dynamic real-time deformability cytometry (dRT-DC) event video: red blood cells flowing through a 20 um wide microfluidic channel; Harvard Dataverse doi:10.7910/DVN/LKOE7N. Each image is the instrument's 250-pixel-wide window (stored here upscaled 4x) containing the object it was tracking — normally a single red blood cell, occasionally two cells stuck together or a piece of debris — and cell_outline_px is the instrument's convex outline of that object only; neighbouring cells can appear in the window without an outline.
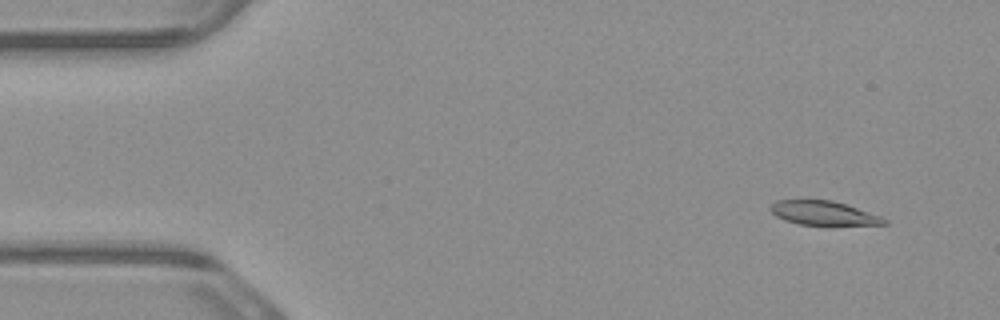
{"species": "common noctule bat (a hibernating species)", "species_latin": "Nyctalus noctula", "temperature_condition": "warm", "stored_images_in_passage": 4, "camera_frame_rate_fps": 3000, "um_per_image_px": 0.085, "animal": {"sex": "male", "body_mass_g": 23.1, "forearm_length_mm": 52.7}, "frame": {"image": 1, "passage_image": 1, "time_ms": 0.0, "image_size_px": [1000, 320], "cell_outline_px": [[888, 224], [832, 228], [800, 224], [784, 220], [776, 216], [768, 208], [776, 200], [832, 200], [880, 216], [888, 220]], "centroid_in_image_um": [70.05, 18.18], "position_along_channel_um": 14.9, "area_um2": 16.76}}
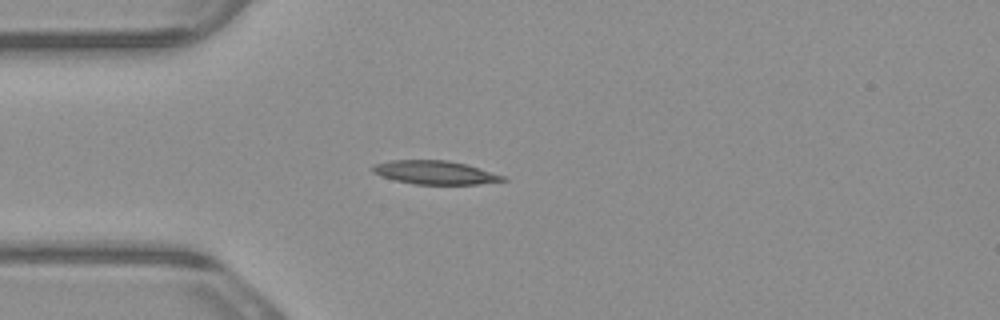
{"frame": {"image": 2, "passage_image": 4, "time_ms": 1.0, "image_size_px": [1000, 320], "cell_outline_px": [[508, 180], [480, 184], [416, 184], [396, 180], [380, 176], [372, 172], [372, 164], [388, 160], [448, 160], [480, 168], [504, 176]], "centroid_in_image_um": [36.94, 14.65], "position_along_channel_um": 48.1, "area_um2": 17.86}}